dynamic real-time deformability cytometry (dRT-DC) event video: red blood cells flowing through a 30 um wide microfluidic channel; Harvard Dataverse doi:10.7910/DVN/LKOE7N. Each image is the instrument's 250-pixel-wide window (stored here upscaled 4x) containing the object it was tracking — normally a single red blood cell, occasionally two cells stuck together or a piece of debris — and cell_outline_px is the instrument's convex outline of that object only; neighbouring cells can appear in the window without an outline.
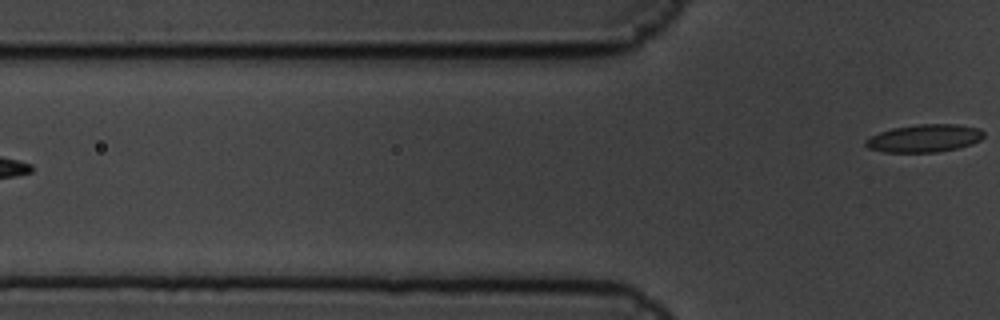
{"species": "common noctule bat (a hibernating species)", "species_latin": "Nyctalus noctula", "temperature_condition": "cold", "stored_images_in_passage": 7, "camera_frame_rate_fps": 3000, "um_per_image_px": 0.085, "animal": {"sex": "male", "body_mass_g": 19.5, "forearm_length_mm": 54.6}, "frame": {"image": 1, "passage_image": 7, "time_ms": 2.0, "image_size_px": [1000, 320], "cell_outline_px": [[984, 136], [980, 140], [972, 144], [956, 148], [936, 152], [884, 152], [868, 148], [864, 144], [864, 140], [880, 132], [892, 128], [920, 124], [956, 124], [980, 128], [984, 132]], "centroid_in_image_um": [78.58, 11.75], "position_along_channel_um": 47.2, "area_um2": 19.07}}